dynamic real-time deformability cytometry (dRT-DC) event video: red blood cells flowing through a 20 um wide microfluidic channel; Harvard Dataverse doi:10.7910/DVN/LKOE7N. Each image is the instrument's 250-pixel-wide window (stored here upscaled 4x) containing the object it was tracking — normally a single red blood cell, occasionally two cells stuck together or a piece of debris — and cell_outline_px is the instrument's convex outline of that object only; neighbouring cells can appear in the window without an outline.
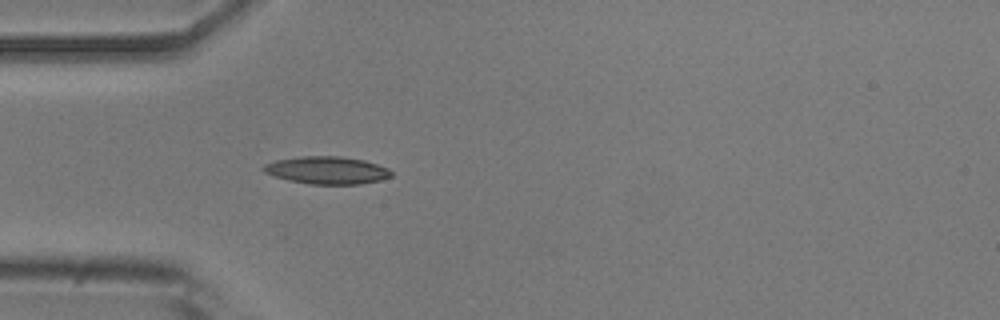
{"species": "common noctule bat (a hibernating species)", "species_latin": "Nyctalus noctula", "temperature_condition": "room temperature", "stored_images_in_passage": 17, "camera_frame_rate_fps": 3000, "um_per_image_px": 0.085, "animal": {"sex": "male", "body_mass_g": 20.5, "forearm_length_mm": 52.5}, "frame": {"image": 1, "passage_image": 14, "time_ms": 4.333, "image_size_px": [1000, 320], "cell_outline_px": [[392, 176], [380, 180], [360, 184], [308, 184], [288, 180], [264, 172], [260, 168], [264, 164], [276, 160], [300, 156], [340, 156], [364, 160], [388, 168], [392, 172]], "centroid_in_image_um": [27.78, 14.47], "position_along_channel_um": 57.2, "area_um2": 20.52}}